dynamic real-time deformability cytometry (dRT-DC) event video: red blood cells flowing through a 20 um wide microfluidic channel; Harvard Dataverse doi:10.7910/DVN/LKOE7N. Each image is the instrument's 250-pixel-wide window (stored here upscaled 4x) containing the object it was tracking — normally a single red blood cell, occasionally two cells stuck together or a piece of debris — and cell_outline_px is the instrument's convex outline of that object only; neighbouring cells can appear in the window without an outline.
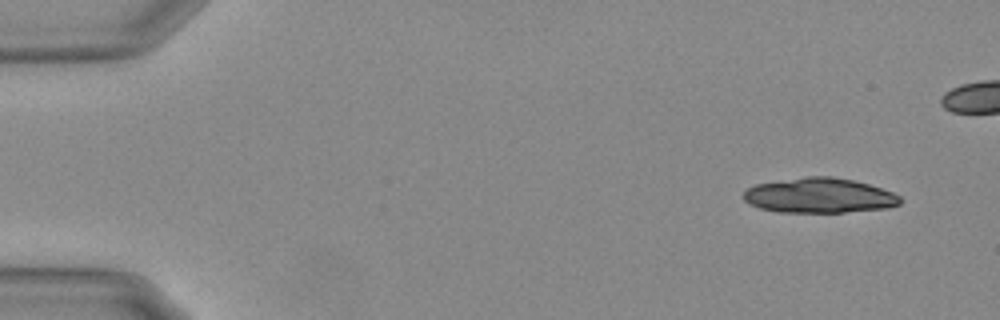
{"species": "Egyptian fruit bat (a non-hibernating species)", "species_latin": "Rousettus aegyptiacus", "temperature_condition": "warm", "stored_images_in_passage": 7, "camera_frame_rate_fps": 3000, "um_per_image_px": 0.085, "animal": {"sex": "female"}, "frame": {"image": 1, "passage_image": 1, "time_ms": 0.0, "image_size_px": [1000, 320], "cell_outline_px": [[904, 200], [900, 204], [888, 208], [844, 212], [776, 212], [760, 208], [748, 204], [744, 200], [744, 192], [748, 188], [756, 184], [804, 176], [832, 176], [852, 180], [868, 184], [892, 192], [900, 196]], "centroid_in_image_um": [69.65, 16.62], "position_along_channel_um": 15.4, "area_um2": 32.02}}